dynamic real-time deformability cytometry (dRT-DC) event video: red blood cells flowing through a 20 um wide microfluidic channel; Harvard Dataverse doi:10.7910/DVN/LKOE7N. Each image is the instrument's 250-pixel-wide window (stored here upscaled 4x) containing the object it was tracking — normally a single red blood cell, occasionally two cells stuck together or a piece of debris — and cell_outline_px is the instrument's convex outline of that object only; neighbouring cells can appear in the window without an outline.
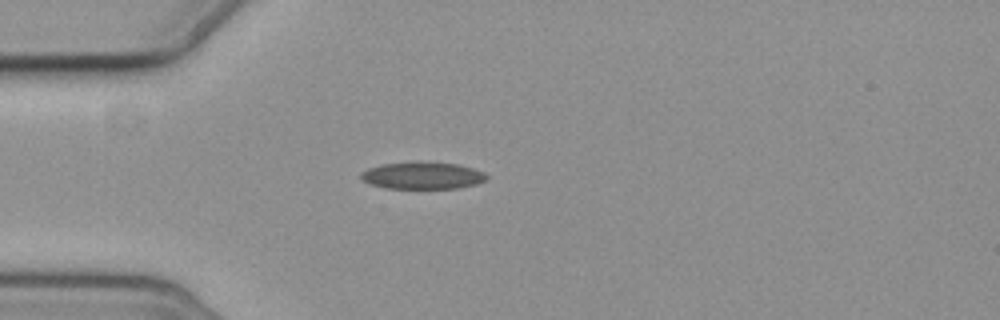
{"species": "common noctule bat (a hibernating species)", "species_latin": "Nyctalus noctula", "temperature_condition": "cold", "stored_images_in_passage": 3, "camera_frame_rate_fps": 3000, "um_per_image_px": 0.085, "animal": {"sex": "female", "body_mass_g": 19.3, "forearm_length_mm": 54.1}, "frame": {"image": 1, "passage_image": 3, "time_ms": 3.0, "image_size_px": [1000, 320], "cell_outline_px": [[488, 180], [476, 184], [460, 188], [384, 188], [372, 184], [364, 180], [360, 176], [360, 172], [368, 168], [380, 164], [416, 160], [420, 160], [456, 164], [472, 168], [484, 172], [488, 176]], "centroid_in_image_um": [35.92, 14.89], "position_along_channel_um": 49.1, "area_um2": 20.23}}